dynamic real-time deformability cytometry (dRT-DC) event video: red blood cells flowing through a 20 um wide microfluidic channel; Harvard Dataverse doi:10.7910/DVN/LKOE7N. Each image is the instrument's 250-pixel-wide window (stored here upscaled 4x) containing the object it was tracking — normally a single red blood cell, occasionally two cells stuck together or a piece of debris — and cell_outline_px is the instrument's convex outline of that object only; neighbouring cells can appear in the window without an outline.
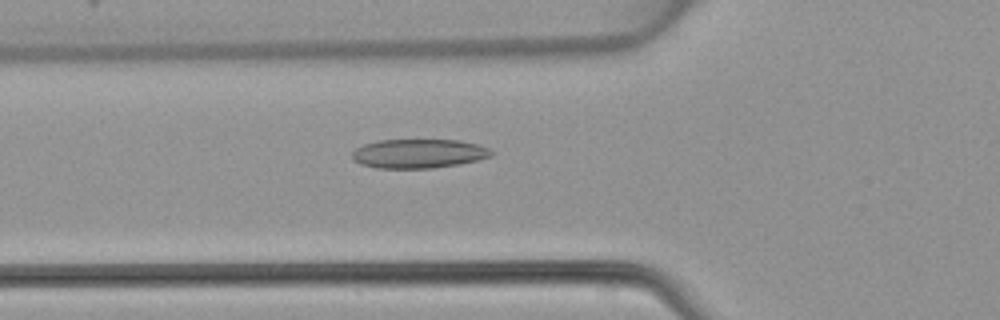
{"species": "common noctule bat (a hibernating species)", "species_latin": "Nyctalus noctula", "temperature_condition": "warm", "stored_images_in_passage": 47, "camera_frame_rate_fps": 3000, "um_per_image_px": 0.085, "animal": {"sex": "female", "body_mass_g": 22.7, "forearm_length_mm": 54.2}, "frame": {"image": 1, "passage_image": 17, "time_ms": 5.333, "image_size_px": [1000, 320], "cell_outline_px": [[492, 156], [460, 164], [432, 168], [376, 168], [360, 164], [352, 160], [352, 152], [356, 148], [364, 144], [380, 140], [460, 140], [476, 144], [488, 148], [492, 152]], "centroid_in_image_um": [35.55, 13.06], "position_along_channel_um": 90.3, "area_um2": 23.58}}
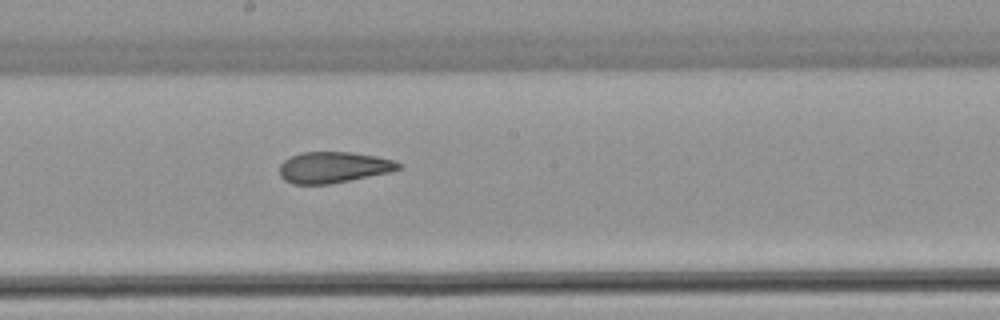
{"frame": {"image": 2, "passage_image": 26, "time_ms": 8.333, "image_size_px": [1000, 320], "cell_outline_px": [[404, 168], [388, 172], [328, 184], [292, 184], [284, 180], [280, 176], [280, 164], [288, 156], [300, 152], [352, 152], [376, 156], [396, 160]], "centroid_in_image_um": [28.32, 14.21], "position_along_channel_um": 219.9, "area_um2": 21.62}}
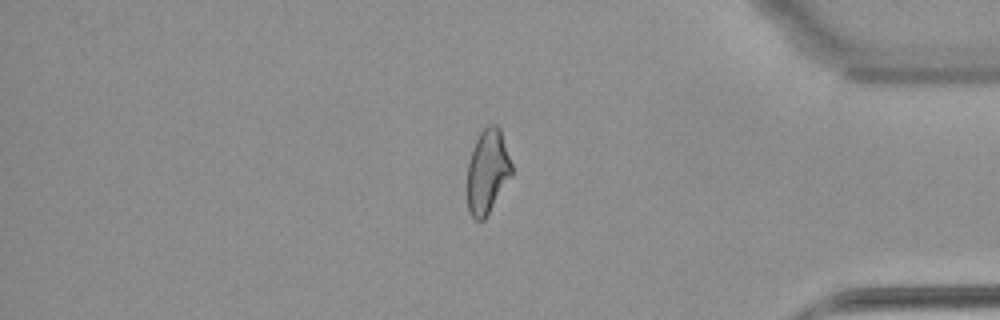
{"frame": {"image": 3, "passage_image": 40, "time_ms": 13.0, "image_size_px": [1000, 320], "cell_outline_px": [[512, 176], [484, 220], [476, 220], [468, 212], [468, 160], [472, 148], [480, 132], [488, 124], [496, 124], [500, 128], [512, 164]], "centroid_in_image_um": [41.44, 14.56], "position_along_channel_um": 393.8, "area_um2": 21.85}}